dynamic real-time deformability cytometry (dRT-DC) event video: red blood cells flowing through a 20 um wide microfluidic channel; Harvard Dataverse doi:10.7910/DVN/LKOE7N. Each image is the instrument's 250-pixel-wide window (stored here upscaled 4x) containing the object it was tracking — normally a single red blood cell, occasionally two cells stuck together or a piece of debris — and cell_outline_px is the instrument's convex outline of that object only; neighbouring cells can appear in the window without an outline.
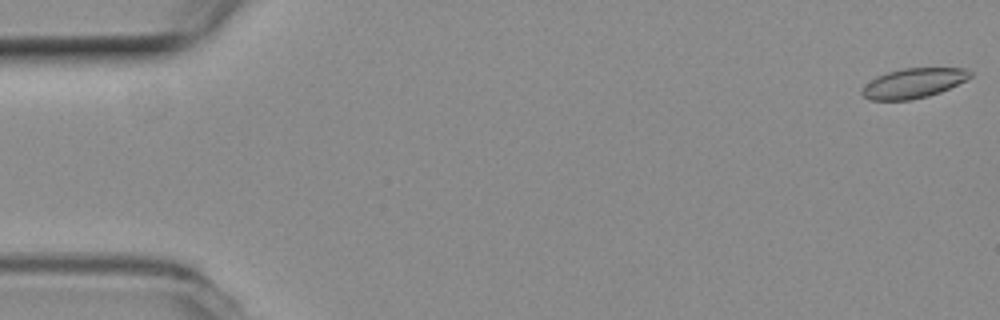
{"species": "common noctule bat (a hibernating species)", "species_latin": "Nyctalus noctula", "temperature_condition": "room temperature", "stored_images_in_passage": 54, "camera_frame_rate_fps": 3000, "um_per_image_px": 0.085, "animal": {"sex": "female", "body_mass_g": 19.3, "forearm_length_mm": 54.1}, "frame": {"image": 1, "passage_image": 1, "time_ms": 0.0, "image_size_px": [1000, 320], "cell_outline_px": [[972, 76], [940, 92], [928, 96], [912, 100], [868, 100], [860, 92], [860, 88], [876, 76], [888, 72], [904, 68], [964, 68], [972, 72]], "centroid_in_image_um": [77.59, 7.07], "position_along_channel_um": 7.4, "area_um2": 18.73}}
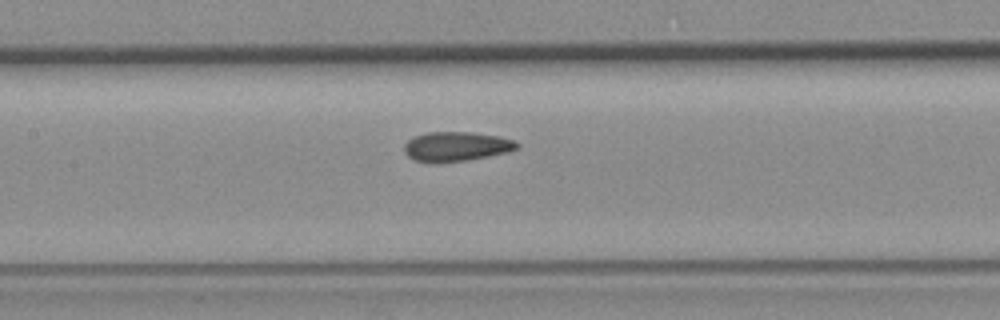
{"frame": {"image": 2, "passage_image": 25, "time_ms": 8.0, "image_size_px": [1000, 320], "cell_outline_px": [[520, 148], [508, 152], [488, 156], [464, 160], [416, 160], [408, 156], [404, 152], [404, 144], [412, 136], [428, 132], [472, 132], [500, 136], [516, 140], [520, 144]], "centroid_in_image_um": [38.85, 12.4], "position_along_channel_um": 168.5, "area_um2": 19.02}}
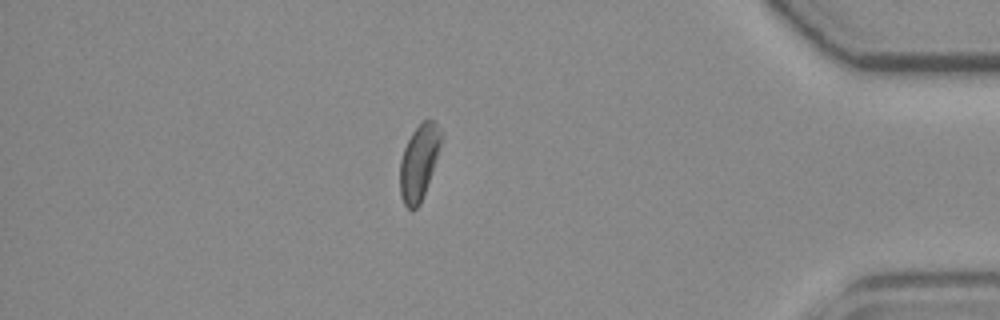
{"frame": {"image": 3, "passage_image": 47, "time_ms": 15.333, "image_size_px": [1000, 320], "cell_outline_px": [[444, 136], [440, 148], [420, 204], [412, 212], [404, 204], [400, 196], [400, 160], [404, 148], [412, 132], [424, 120], [432, 120], [444, 132]], "centroid_in_image_um": [35.62, 13.78], "position_along_channel_um": 399.6, "area_um2": 18.03}, "authors_computed_cell_mechanics": {"area_um2": 19.0162, "velocity_mm_per_s": 3.7229, "shape_relaxation_time_tau1_ms": 6.3782, "shape_relaxation_time_tau2_ms": 1.7478, "deformation_change_tau1": 0.1273, "deformation_change_tau2": 0.0708}}